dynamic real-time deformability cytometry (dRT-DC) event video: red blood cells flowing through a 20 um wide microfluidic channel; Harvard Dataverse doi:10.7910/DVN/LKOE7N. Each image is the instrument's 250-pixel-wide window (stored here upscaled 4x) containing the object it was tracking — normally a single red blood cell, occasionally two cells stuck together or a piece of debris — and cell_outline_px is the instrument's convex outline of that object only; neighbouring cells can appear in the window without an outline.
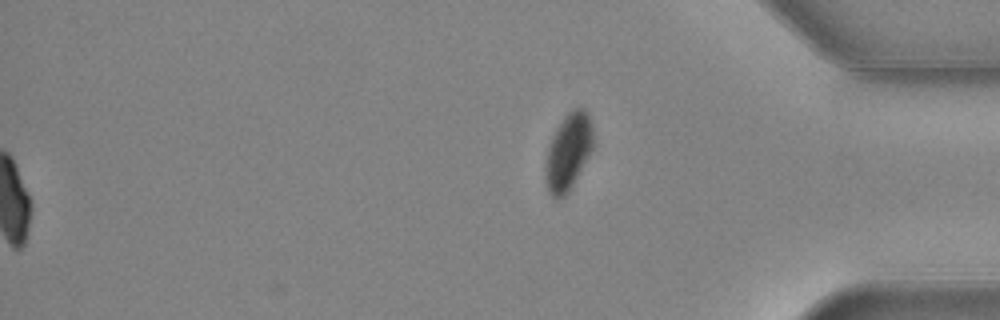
{"species": "common noctule bat (a hibernating species)", "species_latin": "Nyctalus noctula", "temperature_condition": "warm", "stored_images_in_passage": 56, "segment_of_instrument_passage": [2, 2], "camera_frame_rate_fps": 3000, "um_per_image_px": 0.085, "animal": {"sex": "female", "body_mass_g": 24.6, "forearm_length_mm": 56.2}, "frame": {"image": 1, "passage_image": 56, "time_ms": 18.333, "image_size_px": [1000, 320], "cell_outline_px": [[592, 148], [568, 192], [564, 196], [556, 200], [548, 192], [544, 176], [544, 168], [548, 148], [552, 136], [556, 128], [564, 116], [572, 108], [584, 108], [588, 112], [592, 124]], "centroid_in_image_um": [48.27, 12.89], "position_along_channel_um": 386.9, "area_um2": 21.21}}